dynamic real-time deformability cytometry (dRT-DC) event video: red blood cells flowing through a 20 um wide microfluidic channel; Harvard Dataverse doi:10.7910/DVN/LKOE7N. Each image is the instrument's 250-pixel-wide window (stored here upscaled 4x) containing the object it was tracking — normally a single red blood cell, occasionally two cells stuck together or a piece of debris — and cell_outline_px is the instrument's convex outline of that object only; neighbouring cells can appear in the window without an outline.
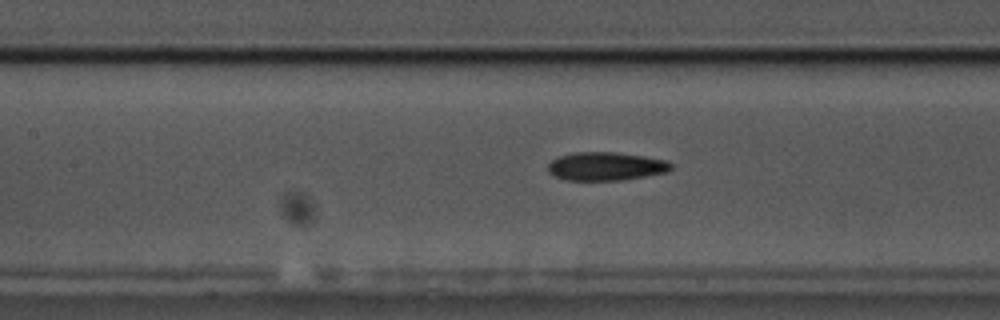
{"species": "common noctule bat (a hibernating species)", "species_latin": "Nyctalus noctula", "temperature_condition": "cold", "stored_images_in_passage": 57, "camera_frame_rate_fps": 3000, "um_per_image_px": 0.085, "animal": {"sex": "male", "body_mass_g": 17.5, "forearm_length_mm": 52.3}, "frame": {"image": 1, "passage_image": 25, "time_ms": 8.0, "image_size_px": [1000, 320], "cell_outline_px": [[672, 168], [668, 172], [620, 180], [564, 180], [552, 176], [548, 172], [548, 164], [556, 156], [572, 152], [616, 152], [644, 156], [668, 160], [672, 164]], "centroid_in_image_um": [51.46, 14.13], "position_along_channel_um": 155.9, "area_um2": 20.63}}
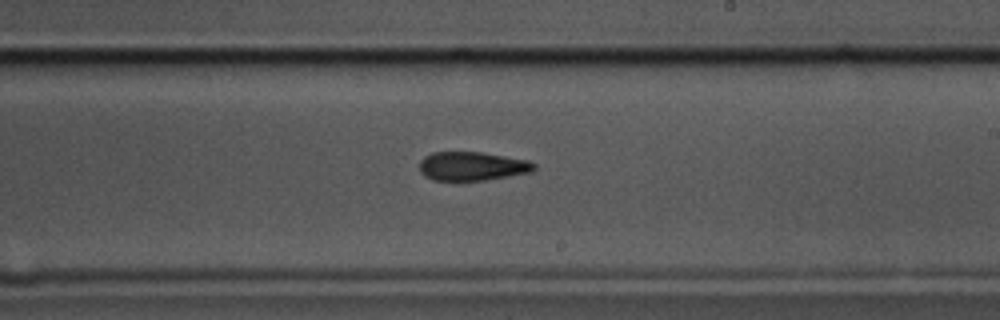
{"frame": {"image": 2, "passage_image": 33, "time_ms": 10.667, "image_size_px": [1000, 320], "cell_outline_px": [[536, 168], [532, 172], [484, 180], [432, 180], [424, 176], [420, 172], [420, 160], [424, 156], [432, 152], [484, 152], [528, 160], [536, 164]], "centroid_in_image_um": [40.13, 14.12], "position_along_channel_um": 248.9, "area_um2": 19.36}, "authors_computed_cell_mechanics": {"area_um2": 19.7098, "velocity_mm_per_s": 3.5057, "shape_relaxation_time_tau1_ms": null, "shape_relaxation_time_tau2_ms": 6.844, "deformation_change_tau1": null, "deformation_change_tau2": 0.1652}}